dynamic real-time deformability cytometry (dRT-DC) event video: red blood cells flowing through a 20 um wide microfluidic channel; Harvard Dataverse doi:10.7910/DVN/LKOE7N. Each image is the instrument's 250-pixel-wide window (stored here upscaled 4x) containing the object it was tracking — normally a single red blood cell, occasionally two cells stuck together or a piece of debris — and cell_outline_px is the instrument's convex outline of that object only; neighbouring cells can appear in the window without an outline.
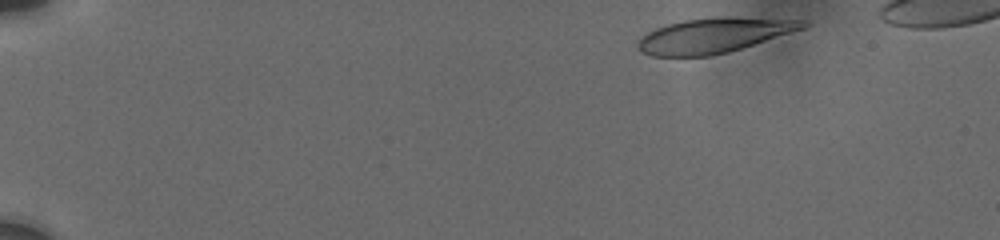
{"species": "human", "species_latin": "Homo sapiens", "temperature_condition": "cold", "stored_images_in_passage": 35, "camera_frame_rate_fps": 3000, "um_per_image_px": 0.085, "donor": {"sex": "male"}, "frame": {"image": 1, "passage_image": 1, "time_ms": 0.0, "image_size_px": [1000, 240], "cell_outline_px": [[812, 24], [804, 28], [728, 52], [708, 56], [652, 56], [640, 52], [636, 48], [636, 44], [648, 32], [656, 28], [668, 24], [684, 20], [720, 16], [728, 16], [808, 20]], "centroid_in_image_um": [60.7, 2.99], "position_along_channel_um": 24.3, "area_um2": 33.58}}
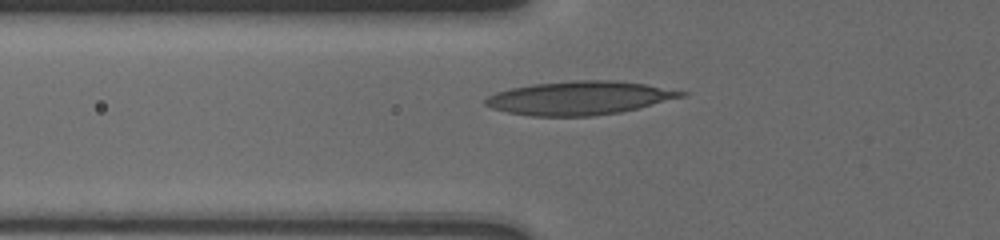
{"frame": {"image": 2, "passage_image": 22, "time_ms": 4.667, "image_size_px": [1000, 240], "cell_outline_px": [[688, 92], [684, 96], [620, 112], [592, 116], [532, 116], [508, 112], [492, 108], [484, 104], [484, 100], [488, 96], [496, 92], [512, 88], [532, 84], [576, 80], [612, 80], [644, 84]], "centroid_in_image_um": [49.21, 8.33], "position_along_channel_um": 76.6, "area_um2": 37.86}}
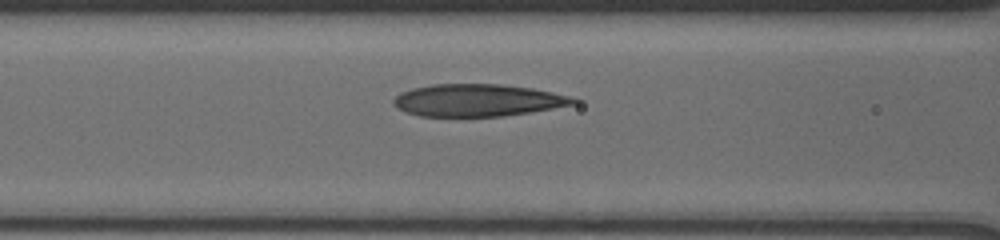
{"frame": {"image": 3, "passage_image": 30, "time_ms": 6.0, "image_size_px": [1000, 240], "cell_outline_px": [[580, 104], [528, 112], [500, 116], [420, 116], [404, 112], [392, 104], [392, 100], [400, 92], [412, 88], [432, 84], [500, 84], [532, 88], [552, 92], [568, 96], [580, 100]], "centroid_in_image_um": [40.59, 8.52], "position_along_channel_um": 126.0, "area_um2": 33.93}}